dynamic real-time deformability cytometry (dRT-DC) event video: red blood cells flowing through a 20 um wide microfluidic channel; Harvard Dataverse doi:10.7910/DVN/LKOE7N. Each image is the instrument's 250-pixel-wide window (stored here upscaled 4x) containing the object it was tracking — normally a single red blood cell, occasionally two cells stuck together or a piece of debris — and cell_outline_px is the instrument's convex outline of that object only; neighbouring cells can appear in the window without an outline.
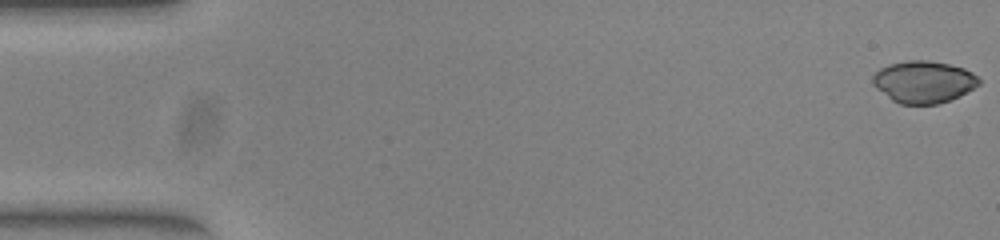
{"species": "common noctule bat (a hibernating species)", "species_latin": "Nyctalus noctula", "temperature_condition": "warm", "stored_images_in_passage": 52, "camera_frame_rate_fps": 3000, "um_per_image_px": 0.085, "animal": {"sex": "female", "body_mass_g": 23.0, "forearm_length_mm": 53.4}, "frame": {"image": 1, "passage_image": 1, "time_ms": 0.0, "image_size_px": [1000, 240], "cell_outline_px": [[980, 84], [948, 100], [936, 104], [900, 104], [892, 100], [876, 88], [872, 84], [872, 76], [880, 68], [888, 64], [908, 60], [928, 60], [948, 64], [964, 68], [972, 72], [980, 80]], "centroid_in_image_um": [78.46, 6.94], "position_along_channel_um": 6.5, "area_um2": 25.78}}
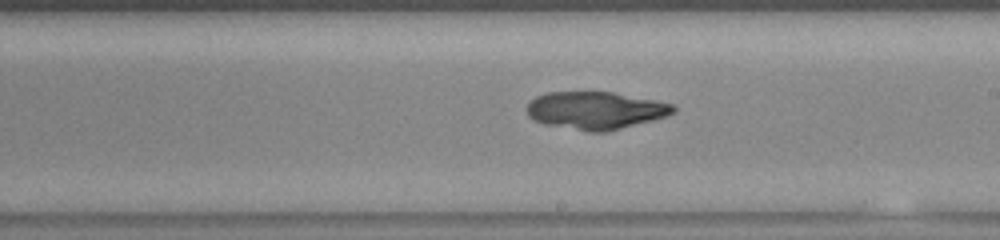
{"frame": {"image": 2, "passage_image": 30, "time_ms": 9.667, "image_size_px": [1000, 240], "cell_outline_px": [[676, 112], [668, 116], [604, 132], [588, 132], [544, 124], [528, 116], [528, 104], [536, 96], [548, 92], [612, 92], [656, 100], [676, 104]], "centroid_in_image_um": [50.66, 9.38], "position_along_channel_um": 238.3, "area_um2": 32.02}}
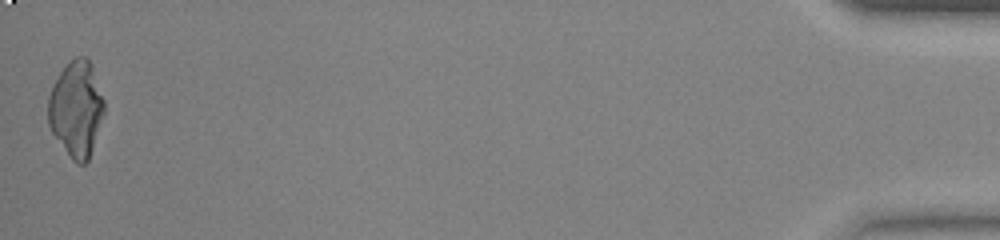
{"frame": {"image": 3, "passage_image": 52, "time_ms": 17.0, "image_size_px": [1000, 240], "cell_outline_px": [[104, 112], [88, 160], [84, 164], [76, 164], [72, 160], [52, 132], [48, 124], [48, 96], [60, 72], [68, 60], [76, 56], [88, 56], [104, 100]], "centroid_in_image_um": [6.47, 9.23], "position_along_channel_um": 428.7, "area_um2": 31.04}}